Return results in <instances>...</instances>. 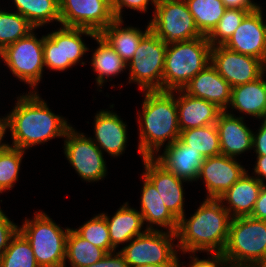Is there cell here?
Instances as JSON below:
<instances>
[{"mask_svg": "<svg viewBox=\"0 0 266 267\" xmlns=\"http://www.w3.org/2000/svg\"><path fill=\"white\" fill-rule=\"evenodd\" d=\"M16 104L8 115V129L11 132V147L28 150L51 139H64L72 127L67 119L51 111L38 92L29 91L17 97Z\"/></svg>", "mask_w": 266, "mask_h": 267, "instance_id": "obj_1", "label": "cell"}, {"mask_svg": "<svg viewBox=\"0 0 266 267\" xmlns=\"http://www.w3.org/2000/svg\"><path fill=\"white\" fill-rule=\"evenodd\" d=\"M231 219L221 201L205 198L189 219L183 215L178 220L175 233L179 252H223Z\"/></svg>", "mask_w": 266, "mask_h": 267, "instance_id": "obj_2", "label": "cell"}, {"mask_svg": "<svg viewBox=\"0 0 266 267\" xmlns=\"http://www.w3.org/2000/svg\"><path fill=\"white\" fill-rule=\"evenodd\" d=\"M142 111L138 112L140 157H154L161 147L180 138L174 91H143ZM167 141L166 145L165 142Z\"/></svg>", "mask_w": 266, "mask_h": 267, "instance_id": "obj_3", "label": "cell"}, {"mask_svg": "<svg viewBox=\"0 0 266 267\" xmlns=\"http://www.w3.org/2000/svg\"><path fill=\"white\" fill-rule=\"evenodd\" d=\"M207 36L169 43L163 70V91L183 89L200 71L211 63Z\"/></svg>", "mask_w": 266, "mask_h": 267, "instance_id": "obj_4", "label": "cell"}, {"mask_svg": "<svg viewBox=\"0 0 266 267\" xmlns=\"http://www.w3.org/2000/svg\"><path fill=\"white\" fill-rule=\"evenodd\" d=\"M19 232L27 239L39 267H66V241L70 228L62 229L50 216L35 212L25 219Z\"/></svg>", "mask_w": 266, "mask_h": 267, "instance_id": "obj_5", "label": "cell"}, {"mask_svg": "<svg viewBox=\"0 0 266 267\" xmlns=\"http://www.w3.org/2000/svg\"><path fill=\"white\" fill-rule=\"evenodd\" d=\"M223 254L232 265L253 266L266 261V221L251 216L231 219Z\"/></svg>", "mask_w": 266, "mask_h": 267, "instance_id": "obj_6", "label": "cell"}, {"mask_svg": "<svg viewBox=\"0 0 266 267\" xmlns=\"http://www.w3.org/2000/svg\"><path fill=\"white\" fill-rule=\"evenodd\" d=\"M176 233L163 230H147L131 239L118 250L130 267L153 264L179 267L178 245L173 244Z\"/></svg>", "mask_w": 266, "mask_h": 267, "instance_id": "obj_7", "label": "cell"}, {"mask_svg": "<svg viewBox=\"0 0 266 267\" xmlns=\"http://www.w3.org/2000/svg\"><path fill=\"white\" fill-rule=\"evenodd\" d=\"M167 45L151 30L141 39L135 54L127 64L129 84H138L142 91H163Z\"/></svg>", "mask_w": 266, "mask_h": 267, "instance_id": "obj_8", "label": "cell"}, {"mask_svg": "<svg viewBox=\"0 0 266 267\" xmlns=\"http://www.w3.org/2000/svg\"><path fill=\"white\" fill-rule=\"evenodd\" d=\"M44 36L37 38L33 30L0 52V59L10 72L33 89L31 92H36L44 71Z\"/></svg>", "mask_w": 266, "mask_h": 267, "instance_id": "obj_9", "label": "cell"}, {"mask_svg": "<svg viewBox=\"0 0 266 267\" xmlns=\"http://www.w3.org/2000/svg\"><path fill=\"white\" fill-rule=\"evenodd\" d=\"M82 35H97L85 28L62 26L44 36V66L50 70L65 71L79 63L83 55L90 49L82 39Z\"/></svg>", "mask_w": 266, "mask_h": 267, "instance_id": "obj_10", "label": "cell"}, {"mask_svg": "<svg viewBox=\"0 0 266 267\" xmlns=\"http://www.w3.org/2000/svg\"><path fill=\"white\" fill-rule=\"evenodd\" d=\"M153 11L151 31L166 44L203 36L185 0H157Z\"/></svg>", "mask_w": 266, "mask_h": 267, "instance_id": "obj_11", "label": "cell"}, {"mask_svg": "<svg viewBox=\"0 0 266 267\" xmlns=\"http://www.w3.org/2000/svg\"><path fill=\"white\" fill-rule=\"evenodd\" d=\"M64 139V155L84 181L98 182L107 176L104 153L90 137L71 127Z\"/></svg>", "mask_w": 266, "mask_h": 267, "instance_id": "obj_12", "label": "cell"}, {"mask_svg": "<svg viewBox=\"0 0 266 267\" xmlns=\"http://www.w3.org/2000/svg\"><path fill=\"white\" fill-rule=\"evenodd\" d=\"M60 25L85 28L100 34L115 17L111 0H59Z\"/></svg>", "mask_w": 266, "mask_h": 267, "instance_id": "obj_13", "label": "cell"}, {"mask_svg": "<svg viewBox=\"0 0 266 267\" xmlns=\"http://www.w3.org/2000/svg\"><path fill=\"white\" fill-rule=\"evenodd\" d=\"M211 64L231 87L254 81L265 72L260 59L231 51L223 45L211 48Z\"/></svg>", "mask_w": 266, "mask_h": 267, "instance_id": "obj_14", "label": "cell"}, {"mask_svg": "<svg viewBox=\"0 0 266 267\" xmlns=\"http://www.w3.org/2000/svg\"><path fill=\"white\" fill-rule=\"evenodd\" d=\"M245 172L236 158L220 154L204 159L197 181L203 180L206 199H219Z\"/></svg>", "mask_w": 266, "mask_h": 267, "instance_id": "obj_15", "label": "cell"}, {"mask_svg": "<svg viewBox=\"0 0 266 267\" xmlns=\"http://www.w3.org/2000/svg\"><path fill=\"white\" fill-rule=\"evenodd\" d=\"M262 8L248 12L231 38L223 45L227 49L256 57L266 63V24Z\"/></svg>", "mask_w": 266, "mask_h": 267, "instance_id": "obj_16", "label": "cell"}, {"mask_svg": "<svg viewBox=\"0 0 266 267\" xmlns=\"http://www.w3.org/2000/svg\"><path fill=\"white\" fill-rule=\"evenodd\" d=\"M142 161L143 175L155 186L163 203L179 220L185 215L183 183L188 181L168 171L154 157H144Z\"/></svg>", "mask_w": 266, "mask_h": 267, "instance_id": "obj_17", "label": "cell"}, {"mask_svg": "<svg viewBox=\"0 0 266 267\" xmlns=\"http://www.w3.org/2000/svg\"><path fill=\"white\" fill-rule=\"evenodd\" d=\"M94 138L90 139L111 157H118L127 147V123L116 112L100 110L94 117Z\"/></svg>", "mask_w": 266, "mask_h": 267, "instance_id": "obj_18", "label": "cell"}, {"mask_svg": "<svg viewBox=\"0 0 266 267\" xmlns=\"http://www.w3.org/2000/svg\"><path fill=\"white\" fill-rule=\"evenodd\" d=\"M230 111H222L216 121L221 154L236 158L252 150L253 131L245 124L244 117H236Z\"/></svg>", "mask_w": 266, "mask_h": 267, "instance_id": "obj_19", "label": "cell"}, {"mask_svg": "<svg viewBox=\"0 0 266 267\" xmlns=\"http://www.w3.org/2000/svg\"><path fill=\"white\" fill-rule=\"evenodd\" d=\"M190 96L216 104L223 111L229 109L232 87L210 63L182 89Z\"/></svg>", "mask_w": 266, "mask_h": 267, "instance_id": "obj_20", "label": "cell"}, {"mask_svg": "<svg viewBox=\"0 0 266 267\" xmlns=\"http://www.w3.org/2000/svg\"><path fill=\"white\" fill-rule=\"evenodd\" d=\"M158 154L154 158L178 178L188 182L197 181L205 159L199 151L191 149L178 139L165 146L162 155Z\"/></svg>", "mask_w": 266, "mask_h": 267, "instance_id": "obj_21", "label": "cell"}, {"mask_svg": "<svg viewBox=\"0 0 266 267\" xmlns=\"http://www.w3.org/2000/svg\"><path fill=\"white\" fill-rule=\"evenodd\" d=\"M178 126L180 131L215 124L223 111L216 104L175 90Z\"/></svg>", "mask_w": 266, "mask_h": 267, "instance_id": "obj_22", "label": "cell"}, {"mask_svg": "<svg viewBox=\"0 0 266 267\" xmlns=\"http://www.w3.org/2000/svg\"><path fill=\"white\" fill-rule=\"evenodd\" d=\"M261 188L262 183L256 177L249 176L247 170L218 200L232 219L251 216Z\"/></svg>", "mask_w": 266, "mask_h": 267, "instance_id": "obj_23", "label": "cell"}, {"mask_svg": "<svg viewBox=\"0 0 266 267\" xmlns=\"http://www.w3.org/2000/svg\"><path fill=\"white\" fill-rule=\"evenodd\" d=\"M141 178L143 179V186L139 212L147 230H158V227H161L165 228V231L175 233L178 227V219L163 203L155 186L143 174Z\"/></svg>", "mask_w": 266, "mask_h": 267, "instance_id": "obj_24", "label": "cell"}, {"mask_svg": "<svg viewBox=\"0 0 266 267\" xmlns=\"http://www.w3.org/2000/svg\"><path fill=\"white\" fill-rule=\"evenodd\" d=\"M259 78L243 85L232 87L229 107L256 119L266 118V78Z\"/></svg>", "mask_w": 266, "mask_h": 267, "instance_id": "obj_25", "label": "cell"}, {"mask_svg": "<svg viewBox=\"0 0 266 267\" xmlns=\"http://www.w3.org/2000/svg\"><path fill=\"white\" fill-rule=\"evenodd\" d=\"M102 214L106 219L111 244L115 250L120 244H127L131 239L147 231L146 227L143 228L144 222L141 213L138 209L131 208L128 202L123 203L111 218L106 213Z\"/></svg>", "mask_w": 266, "mask_h": 267, "instance_id": "obj_26", "label": "cell"}, {"mask_svg": "<svg viewBox=\"0 0 266 267\" xmlns=\"http://www.w3.org/2000/svg\"><path fill=\"white\" fill-rule=\"evenodd\" d=\"M123 23V19H115L100 33V35L122 58V60L128 64L135 54L141 39L151 30V28L150 23H148L145 31L132 26L122 27Z\"/></svg>", "mask_w": 266, "mask_h": 267, "instance_id": "obj_27", "label": "cell"}, {"mask_svg": "<svg viewBox=\"0 0 266 267\" xmlns=\"http://www.w3.org/2000/svg\"><path fill=\"white\" fill-rule=\"evenodd\" d=\"M99 46L92 53L91 65L92 70L97 73L96 85L100 88L107 82L108 78L118 76V74L127 68V64L114 51V49L105 41V39L97 34L93 38Z\"/></svg>", "mask_w": 266, "mask_h": 267, "instance_id": "obj_28", "label": "cell"}, {"mask_svg": "<svg viewBox=\"0 0 266 267\" xmlns=\"http://www.w3.org/2000/svg\"><path fill=\"white\" fill-rule=\"evenodd\" d=\"M16 12L24 16L34 28L51 22L60 23L59 0H13Z\"/></svg>", "mask_w": 266, "mask_h": 267, "instance_id": "obj_29", "label": "cell"}, {"mask_svg": "<svg viewBox=\"0 0 266 267\" xmlns=\"http://www.w3.org/2000/svg\"><path fill=\"white\" fill-rule=\"evenodd\" d=\"M107 253L82 238L74 229L70 228L66 241L65 261L71 267H87L101 260Z\"/></svg>", "mask_w": 266, "mask_h": 267, "instance_id": "obj_30", "label": "cell"}, {"mask_svg": "<svg viewBox=\"0 0 266 267\" xmlns=\"http://www.w3.org/2000/svg\"><path fill=\"white\" fill-rule=\"evenodd\" d=\"M179 139L191 149L199 151L204 158L221 154L216 124L182 130Z\"/></svg>", "mask_w": 266, "mask_h": 267, "instance_id": "obj_31", "label": "cell"}, {"mask_svg": "<svg viewBox=\"0 0 266 267\" xmlns=\"http://www.w3.org/2000/svg\"><path fill=\"white\" fill-rule=\"evenodd\" d=\"M195 24L203 36H208L224 15L222 0H185Z\"/></svg>", "mask_w": 266, "mask_h": 267, "instance_id": "obj_32", "label": "cell"}, {"mask_svg": "<svg viewBox=\"0 0 266 267\" xmlns=\"http://www.w3.org/2000/svg\"><path fill=\"white\" fill-rule=\"evenodd\" d=\"M33 30L34 26L21 14L0 9V52Z\"/></svg>", "mask_w": 266, "mask_h": 267, "instance_id": "obj_33", "label": "cell"}, {"mask_svg": "<svg viewBox=\"0 0 266 267\" xmlns=\"http://www.w3.org/2000/svg\"><path fill=\"white\" fill-rule=\"evenodd\" d=\"M0 267H39L30 243L19 231L0 257Z\"/></svg>", "mask_w": 266, "mask_h": 267, "instance_id": "obj_34", "label": "cell"}, {"mask_svg": "<svg viewBox=\"0 0 266 267\" xmlns=\"http://www.w3.org/2000/svg\"><path fill=\"white\" fill-rule=\"evenodd\" d=\"M25 150L8 146L0 150V189H13L19 178L20 166Z\"/></svg>", "mask_w": 266, "mask_h": 267, "instance_id": "obj_35", "label": "cell"}, {"mask_svg": "<svg viewBox=\"0 0 266 267\" xmlns=\"http://www.w3.org/2000/svg\"><path fill=\"white\" fill-rule=\"evenodd\" d=\"M82 238L88 240L96 247L103 249L106 253L116 251L111 244L109 228L102 213L84 222L82 226L74 229Z\"/></svg>", "mask_w": 266, "mask_h": 267, "instance_id": "obj_36", "label": "cell"}, {"mask_svg": "<svg viewBox=\"0 0 266 267\" xmlns=\"http://www.w3.org/2000/svg\"><path fill=\"white\" fill-rule=\"evenodd\" d=\"M247 13V10L242 9H226L216 27L207 36L210 45L212 47L224 45L239 27Z\"/></svg>", "mask_w": 266, "mask_h": 267, "instance_id": "obj_37", "label": "cell"}, {"mask_svg": "<svg viewBox=\"0 0 266 267\" xmlns=\"http://www.w3.org/2000/svg\"><path fill=\"white\" fill-rule=\"evenodd\" d=\"M156 2L157 0H111V6L115 19H123V7H127L132 10L145 13L147 12L149 3L152 4L155 8Z\"/></svg>", "mask_w": 266, "mask_h": 267, "instance_id": "obj_38", "label": "cell"}, {"mask_svg": "<svg viewBox=\"0 0 266 267\" xmlns=\"http://www.w3.org/2000/svg\"><path fill=\"white\" fill-rule=\"evenodd\" d=\"M19 231V226L11 221L0 208V257L9 246L11 239Z\"/></svg>", "mask_w": 266, "mask_h": 267, "instance_id": "obj_39", "label": "cell"}, {"mask_svg": "<svg viewBox=\"0 0 266 267\" xmlns=\"http://www.w3.org/2000/svg\"><path fill=\"white\" fill-rule=\"evenodd\" d=\"M193 254H195L193 256ZM210 255L208 259H199L196 255V252H191L189 256L191 258V262L188 267H227L229 262L227 258L224 256L223 252H210L207 253ZM181 262L179 261V267L181 266ZM184 265H182L183 267Z\"/></svg>", "mask_w": 266, "mask_h": 267, "instance_id": "obj_40", "label": "cell"}, {"mask_svg": "<svg viewBox=\"0 0 266 267\" xmlns=\"http://www.w3.org/2000/svg\"><path fill=\"white\" fill-rule=\"evenodd\" d=\"M87 267H130L119 251L107 253L101 260Z\"/></svg>", "mask_w": 266, "mask_h": 267, "instance_id": "obj_41", "label": "cell"}, {"mask_svg": "<svg viewBox=\"0 0 266 267\" xmlns=\"http://www.w3.org/2000/svg\"><path fill=\"white\" fill-rule=\"evenodd\" d=\"M252 149L256 156L266 155V119H262L258 132H253Z\"/></svg>", "mask_w": 266, "mask_h": 267, "instance_id": "obj_42", "label": "cell"}, {"mask_svg": "<svg viewBox=\"0 0 266 267\" xmlns=\"http://www.w3.org/2000/svg\"><path fill=\"white\" fill-rule=\"evenodd\" d=\"M251 217L266 221V183L262 184L258 199L256 200Z\"/></svg>", "mask_w": 266, "mask_h": 267, "instance_id": "obj_43", "label": "cell"}, {"mask_svg": "<svg viewBox=\"0 0 266 267\" xmlns=\"http://www.w3.org/2000/svg\"><path fill=\"white\" fill-rule=\"evenodd\" d=\"M222 2L226 9H242L247 10L248 12L257 10L261 7L252 0H222Z\"/></svg>", "mask_w": 266, "mask_h": 267, "instance_id": "obj_44", "label": "cell"}, {"mask_svg": "<svg viewBox=\"0 0 266 267\" xmlns=\"http://www.w3.org/2000/svg\"><path fill=\"white\" fill-rule=\"evenodd\" d=\"M253 170L254 177H256L262 184H264L266 181V155L257 156Z\"/></svg>", "mask_w": 266, "mask_h": 267, "instance_id": "obj_45", "label": "cell"}, {"mask_svg": "<svg viewBox=\"0 0 266 267\" xmlns=\"http://www.w3.org/2000/svg\"><path fill=\"white\" fill-rule=\"evenodd\" d=\"M8 131V115L0 117V150L5 149L9 146V143H2L6 132Z\"/></svg>", "mask_w": 266, "mask_h": 267, "instance_id": "obj_46", "label": "cell"}, {"mask_svg": "<svg viewBox=\"0 0 266 267\" xmlns=\"http://www.w3.org/2000/svg\"><path fill=\"white\" fill-rule=\"evenodd\" d=\"M253 267H266V261L257 263V264H255V265H253Z\"/></svg>", "mask_w": 266, "mask_h": 267, "instance_id": "obj_47", "label": "cell"}, {"mask_svg": "<svg viewBox=\"0 0 266 267\" xmlns=\"http://www.w3.org/2000/svg\"><path fill=\"white\" fill-rule=\"evenodd\" d=\"M137 267H164V266H157V265H153V264H146V265H141V266H137Z\"/></svg>", "mask_w": 266, "mask_h": 267, "instance_id": "obj_48", "label": "cell"}, {"mask_svg": "<svg viewBox=\"0 0 266 267\" xmlns=\"http://www.w3.org/2000/svg\"><path fill=\"white\" fill-rule=\"evenodd\" d=\"M227 267H253V266H245V265H232V264H229Z\"/></svg>", "mask_w": 266, "mask_h": 267, "instance_id": "obj_49", "label": "cell"}]
</instances>
